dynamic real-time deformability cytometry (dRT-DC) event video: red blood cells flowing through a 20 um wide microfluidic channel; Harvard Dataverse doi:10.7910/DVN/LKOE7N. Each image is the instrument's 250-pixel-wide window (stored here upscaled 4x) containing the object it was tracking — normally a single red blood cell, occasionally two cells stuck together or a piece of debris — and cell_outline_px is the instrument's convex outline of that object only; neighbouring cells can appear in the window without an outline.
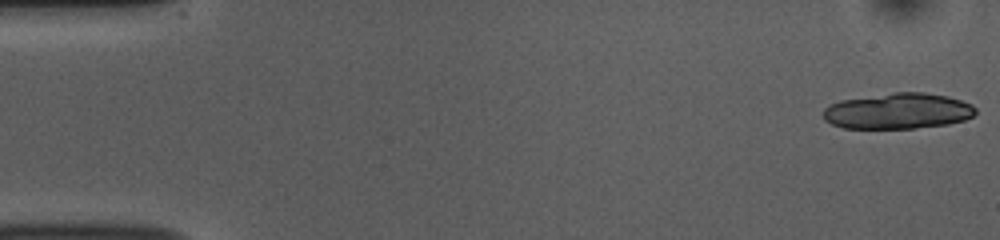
{"species": "common noctule bat (a hibernating species)", "species_latin": "Nyctalus noctula", "temperature_condition": "room temperature", "stored_images_in_passage": 36, "camera_frame_rate_fps": 3000, "um_per_image_px": 0.085, "animal": {"sex": "female", "body_mass_g": 10.0, "forearm_length_mm": 53.1}, "frame": {"image": 1, "passage_image": 1, "time_ms": 0.0, "image_size_px": [1000, 240], "cell_outline_px": [[976, 112], [972, 116], [964, 120], [948, 124], [912, 128], [844, 128], [832, 124], [824, 120], [824, 108], [840, 100], [892, 92], [924, 92], [948, 96], [972, 104], [976, 108]], "centroid_in_image_um": [76.34, 9.43], "position_along_channel_um": 8.7, "area_um2": 31.79}}